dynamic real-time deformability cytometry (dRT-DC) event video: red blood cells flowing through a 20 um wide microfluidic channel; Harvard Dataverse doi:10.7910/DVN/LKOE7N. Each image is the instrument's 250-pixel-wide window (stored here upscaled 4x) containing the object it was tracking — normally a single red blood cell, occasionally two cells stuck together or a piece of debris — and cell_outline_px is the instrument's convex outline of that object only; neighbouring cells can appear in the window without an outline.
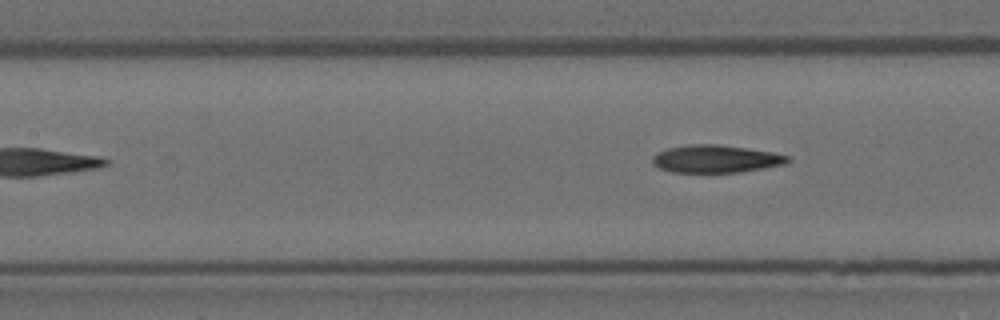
{"species": "Egyptian fruit bat (a non-hibernating species)", "species_latin": "Rousettus aegyptiacus", "temperature_condition": "room temperature", "stored_images_in_passage": 5, "segment_of_instrument_passage": [2, 2], "camera_frame_rate_fps": 3000, "um_per_image_px": 0.085, "animal": {"sex": "female"}, "frame": {"image": 1, "passage_image": 5, "time_ms": 1.333, "image_size_px": [1000, 320], "cell_outline_px": [[792, 160], [788, 164], [740, 172], [672, 172], [660, 168], [652, 164], [652, 156], [656, 152], [668, 148], [692, 144], [716, 144], [772, 152], [792, 156]], "centroid_in_image_um": [60.88, 13.51], "position_along_channel_um": 146.5, "area_um2": 21.91}}